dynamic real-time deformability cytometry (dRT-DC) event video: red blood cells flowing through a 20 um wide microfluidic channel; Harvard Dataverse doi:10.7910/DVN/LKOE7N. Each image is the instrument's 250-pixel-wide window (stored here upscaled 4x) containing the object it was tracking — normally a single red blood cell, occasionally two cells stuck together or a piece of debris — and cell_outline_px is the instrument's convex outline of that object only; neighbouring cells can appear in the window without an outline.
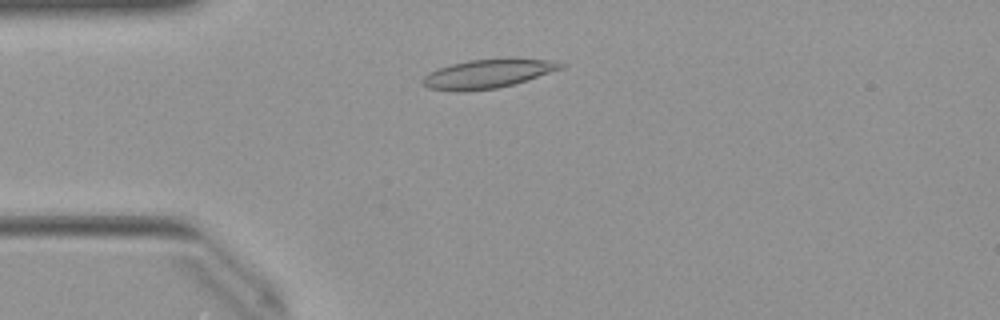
{"species": "Egyptian fruit bat (a non-hibernating species)", "species_latin": "Rousettus aegyptiacus", "temperature_condition": "warm", "stored_images_in_passage": 47, "camera_frame_rate_fps": 3000, "um_per_image_px": 0.085, "animal": {"sex": "female"}, "frame": {"image": 1, "passage_image": 9, "time_ms": 2.667, "image_size_px": [1000, 320], "cell_outline_px": [[568, 64], [564, 68], [512, 84], [496, 88], [456, 92], [428, 88], [420, 80], [428, 72], [452, 64], [468, 60], [556, 60]], "centroid_in_image_um": [41.42, 6.29], "position_along_channel_um": 43.6, "area_um2": 22.6}}
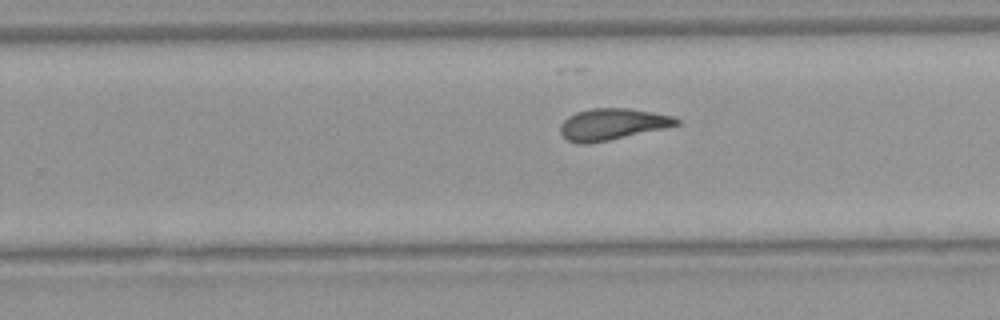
{"frame": {"image": 2, "passage_image": 28, "time_ms": 9.0, "image_size_px": [1000, 320], "cell_outline_px": [[680, 124], [664, 128], [608, 140], [588, 144], [580, 144], [568, 140], [560, 132], [560, 124], [568, 116], [576, 112], [592, 108], [628, 108], [652, 112], [672, 116], [680, 120]], "centroid_in_image_um": [52.02, 10.55], "position_along_channel_um": 277.8, "area_um2": 21.1}}
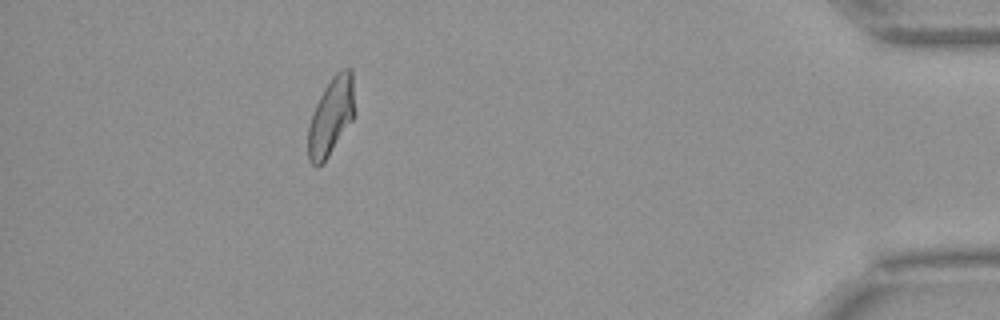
{"frame": {"image": 3, "passage_image": 42, "time_ms": 13.667, "image_size_px": [1000, 320], "cell_outline_px": [[356, 112], [352, 120], [328, 156], [316, 168], [308, 160], [308, 124], [312, 112], [324, 88], [332, 76], [336, 72], [344, 68], [352, 68]], "centroid_in_image_um": [28.15, 9.85], "position_along_channel_um": 407.0, "area_um2": 21.27}, "authors_computed_cell_mechanics": {"area_um2": 21.6172, "velocity_mm_per_s": 3.9924, "shape_relaxation_time_tau1_ms": 6.5517, "shape_relaxation_time_tau2_ms": 2.043, "deformation_change_tau1": 0.2136, "deformation_change_tau2": 0.1098}}